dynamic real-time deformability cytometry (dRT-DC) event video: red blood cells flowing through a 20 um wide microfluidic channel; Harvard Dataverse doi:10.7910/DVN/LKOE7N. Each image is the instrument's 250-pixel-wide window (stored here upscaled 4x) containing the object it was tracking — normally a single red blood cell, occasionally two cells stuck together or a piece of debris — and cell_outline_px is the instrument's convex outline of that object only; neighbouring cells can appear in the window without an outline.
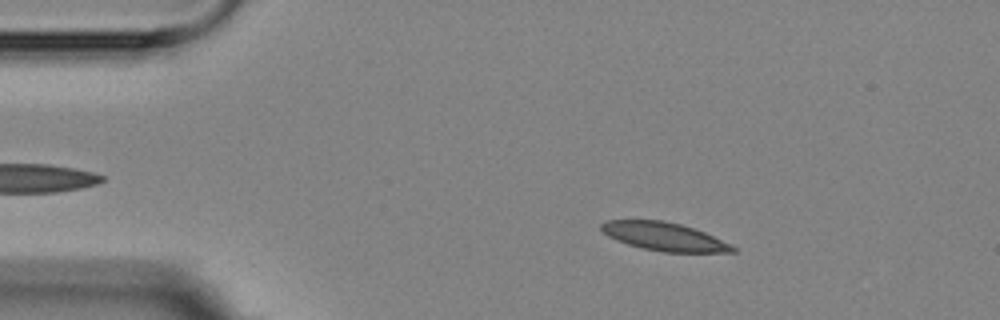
{"species": "Egyptian fruit bat (a non-hibernating species)", "species_latin": "Rousettus aegyptiacus", "temperature_condition": "room temperature", "stored_images_in_passage": 5, "camera_frame_rate_fps": 3000, "um_per_image_px": 0.085, "animal": {"sex": "female"}, "frame": {"image": 1, "passage_image": 2, "time_ms": 1.0, "image_size_px": [1000, 320], "cell_outline_px": [[736, 252], [664, 252], [640, 248], [616, 240], [608, 236], [600, 228], [600, 224], [608, 220], [664, 220], [680, 224], [704, 232], [732, 244], [736, 248]], "centroid_in_image_um": [56.46, 20.11], "position_along_channel_um": 28.5, "area_um2": 21.62}}
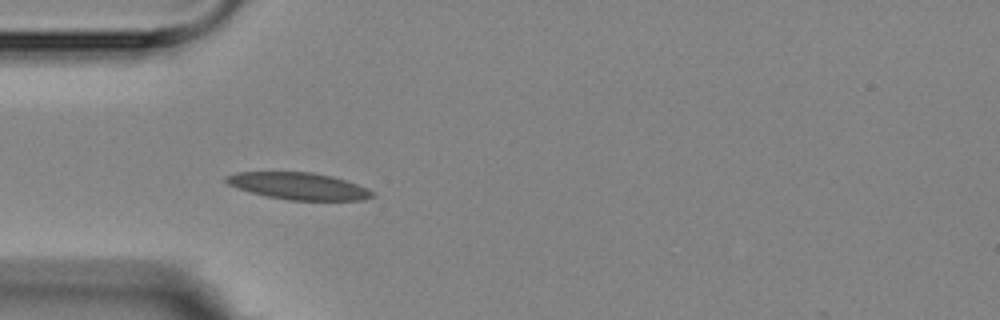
{"frame": {"image": 2, "passage_image": 4, "time_ms": 3.333, "image_size_px": [1000, 320], "cell_outline_px": [[376, 196], [364, 200], [288, 200], [268, 196], [252, 192], [228, 184], [224, 180], [224, 176], [236, 172], [312, 172], [332, 176], [368, 188], [376, 192]], "centroid_in_image_um": [25.43, 15.81], "position_along_channel_um": 59.6, "area_um2": 22.89}}
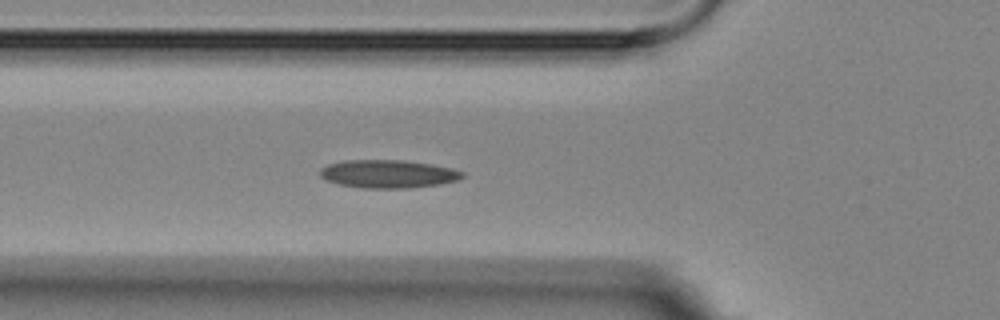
{"frame": {"image": 3, "passage_image": 5, "time_ms": 4.333, "image_size_px": [1000, 320], "cell_outline_px": [[464, 176], [460, 180], [440, 184], [408, 188], [364, 188], [340, 184], [328, 180], [320, 176], [320, 168], [328, 164], [344, 160], [400, 160], [428, 164], [452, 168], [464, 172]], "centroid_in_image_um": [33.0, 14.78], "position_along_channel_um": 92.8, "area_um2": 23.18}}